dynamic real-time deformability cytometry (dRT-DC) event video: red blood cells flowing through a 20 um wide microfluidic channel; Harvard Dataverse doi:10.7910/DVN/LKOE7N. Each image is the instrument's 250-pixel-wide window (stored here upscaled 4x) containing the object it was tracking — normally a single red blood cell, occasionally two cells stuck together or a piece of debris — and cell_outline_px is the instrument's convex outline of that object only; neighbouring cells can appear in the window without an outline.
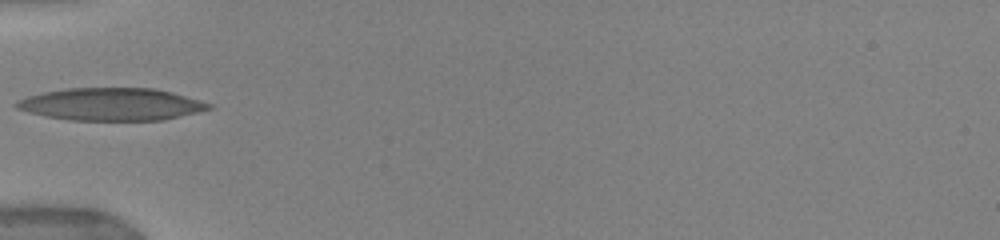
{"species": "human", "species_latin": "Homo sapiens", "temperature_condition": "warm", "stored_images_in_passage": 1, "camera_frame_rate_fps": 3000, "um_per_image_px": 0.085, "donor": {"sex": "female"}, "frame": {"image": 1, "passage_image": 1, "time_ms": 0.0, "image_size_px": [1000, 240], "cell_outline_px": [[212, 108], [180, 116], [160, 120], [72, 120], [48, 116], [28, 112], [16, 108], [12, 104], [16, 100], [28, 96], [44, 92], [68, 88], [152, 88], [172, 92], [212, 104]], "centroid_in_image_um": [9.42, 8.85], "position_along_channel_um": 75.6, "area_um2": 36.13}}